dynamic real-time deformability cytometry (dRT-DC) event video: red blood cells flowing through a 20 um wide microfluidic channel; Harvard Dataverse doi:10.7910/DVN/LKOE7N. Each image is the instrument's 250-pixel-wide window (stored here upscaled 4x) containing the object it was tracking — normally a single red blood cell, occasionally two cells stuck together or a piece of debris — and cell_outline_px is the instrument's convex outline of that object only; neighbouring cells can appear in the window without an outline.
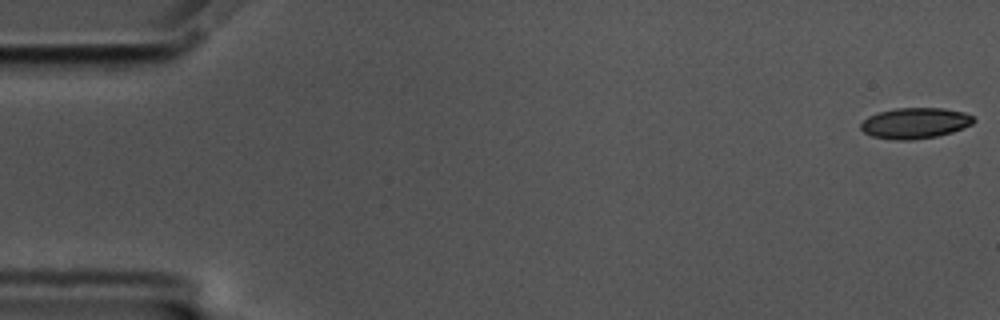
{"species": "common noctule bat (a hibernating species)", "species_latin": "Nyctalus noctula", "temperature_condition": "cold", "stored_images_in_passage": 58, "camera_frame_rate_fps": 3000, "um_per_image_px": 0.085, "animal": {"sex": "male", "body_mass_g": 17.5, "forearm_length_mm": 52.3}, "frame": {"image": 1, "passage_image": 1, "time_ms": 0.0, "image_size_px": [1000, 320], "cell_outline_px": [[976, 120], [972, 124], [964, 128], [952, 132], [936, 136], [912, 140], [896, 140], [872, 136], [864, 132], [860, 128], [860, 124], [868, 116], [880, 112], [896, 108], [944, 108], [964, 112], [972, 116]], "centroid_in_image_um": [77.79, 10.46], "position_along_channel_um": 7.2, "area_um2": 20.23}}
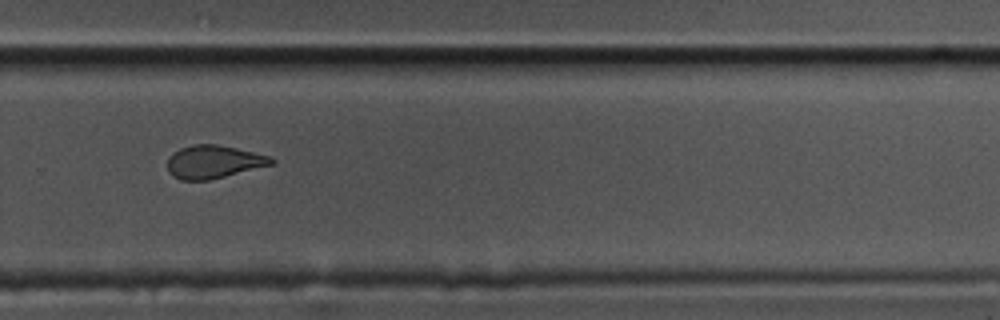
{"frame": {"image": 2, "passage_image": 39, "time_ms": 12.667, "image_size_px": [1000, 320], "cell_outline_px": [[276, 160], [272, 164], [208, 180], [180, 180], [172, 176], [168, 172], [168, 156], [172, 152], [180, 148], [196, 144], [216, 144], [236, 148], [272, 156]], "centroid_in_image_um": [18.12, 13.75], "position_along_channel_um": 311.7, "area_um2": 19.94}}
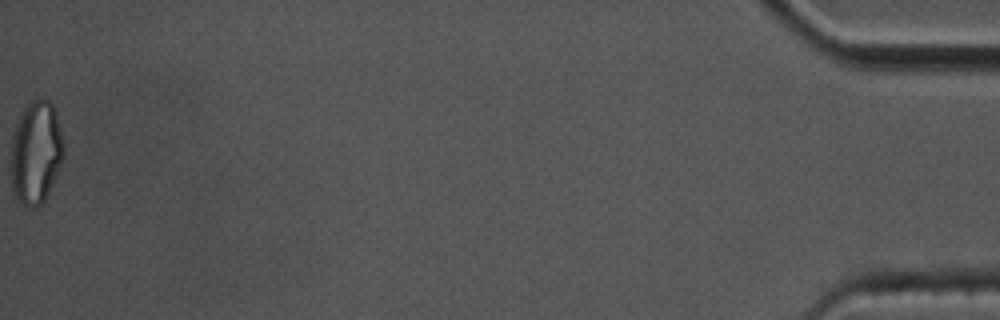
{"frame": {"image": 3, "passage_image": 58, "time_ms": 19.0, "image_size_px": [1000, 320], "cell_outline_px": [[64, 156], [48, 192], [44, 200], [36, 208], [28, 208], [16, 196], [12, 188], [12, 136], [20, 116], [24, 108], [36, 96], [44, 96], [56, 108], [64, 144]], "centroid_in_image_um": [3.08, 12.89], "position_along_channel_um": 432.1, "area_um2": 31.62}, "authors_computed_cell_mechanics": {"area_um2": 21.2126, "velocity_mm_per_s": 3.4988, "shape_relaxation_time_tau1_ms": null, "shape_relaxation_time_tau2_ms": 2.8449, "deformation_change_tau1": null, "deformation_change_tau2": 0.0947}}